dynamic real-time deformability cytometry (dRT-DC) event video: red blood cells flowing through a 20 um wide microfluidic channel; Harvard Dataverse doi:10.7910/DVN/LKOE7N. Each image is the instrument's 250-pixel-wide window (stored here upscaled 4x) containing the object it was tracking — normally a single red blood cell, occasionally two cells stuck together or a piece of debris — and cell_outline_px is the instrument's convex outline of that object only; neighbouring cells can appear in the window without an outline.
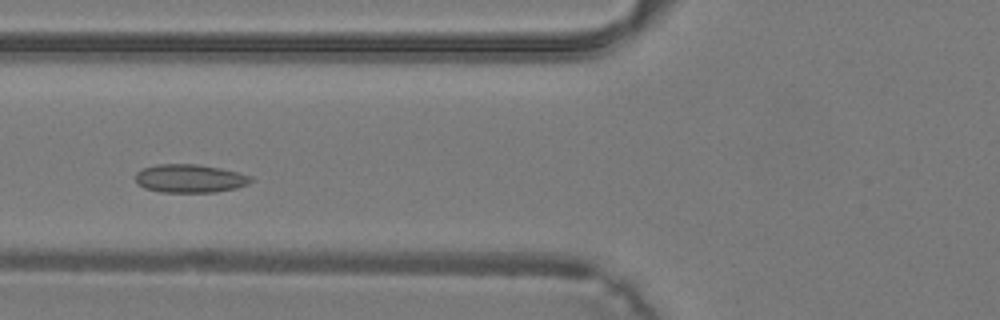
{"species": "common noctule bat (a hibernating species)", "species_latin": "Nyctalus noctula", "temperature_condition": "warm", "stored_images_in_passage": 29, "camera_frame_rate_fps": 3000, "um_per_image_px": 0.085, "animal": {"sex": "male", "body_mass_g": 19.2, "forearm_length_mm": 51.8}, "frame": {"image": 1, "passage_image": 5, "time_ms": 1.333, "image_size_px": [1000, 320], "cell_outline_px": [[252, 180], [248, 184], [236, 188], [216, 192], [160, 192], [144, 188], [136, 184], [136, 172], [140, 168], [156, 164], [196, 164], [220, 168], [252, 176]], "centroid_in_image_um": [16.09, 15.17], "position_along_channel_um": 109.7, "area_um2": 19.19}}
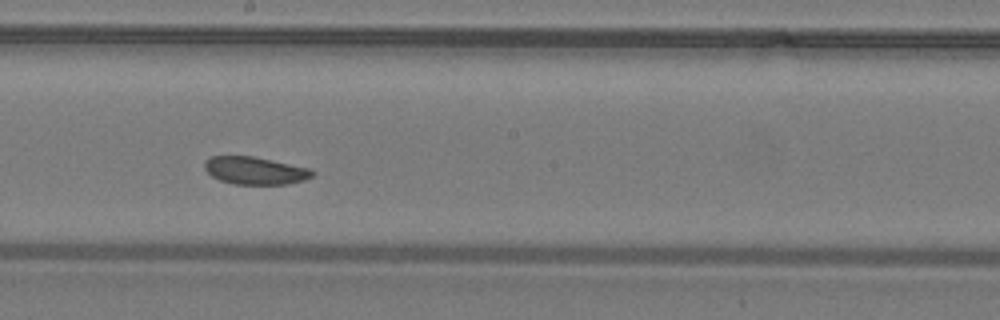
{"frame": {"image": 2, "passage_image": 12, "time_ms": 3.667, "image_size_px": [1000, 320], "cell_outline_px": [[316, 172], [312, 176], [304, 180], [288, 184], [236, 184], [220, 180], [212, 176], [204, 168], [204, 164], [212, 156], [252, 156], [308, 168]], "centroid_in_image_um": [21.69, 14.51], "position_along_channel_um": 226.5, "area_um2": 17.05}}
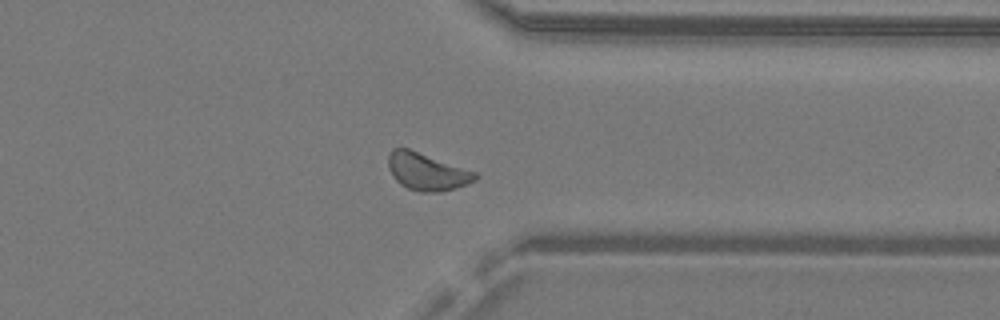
{"frame": {"image": 3, "passage_image": 21, "time_ms": 6.667, "image_size_px": [1000, 320], "cell_outline_px": [[480, 176], [476, 180], [456, 188], [440, 192], [420, 192], [408, 188], [400, 184], [392, 176], [388, 168], [388, 156], [392, 148], [408, 148], [476, 172]], "centroid_in_image_um": [36.28, 14.6], "position_along_channel_um": 375.1, "area_um2": 18.9}}